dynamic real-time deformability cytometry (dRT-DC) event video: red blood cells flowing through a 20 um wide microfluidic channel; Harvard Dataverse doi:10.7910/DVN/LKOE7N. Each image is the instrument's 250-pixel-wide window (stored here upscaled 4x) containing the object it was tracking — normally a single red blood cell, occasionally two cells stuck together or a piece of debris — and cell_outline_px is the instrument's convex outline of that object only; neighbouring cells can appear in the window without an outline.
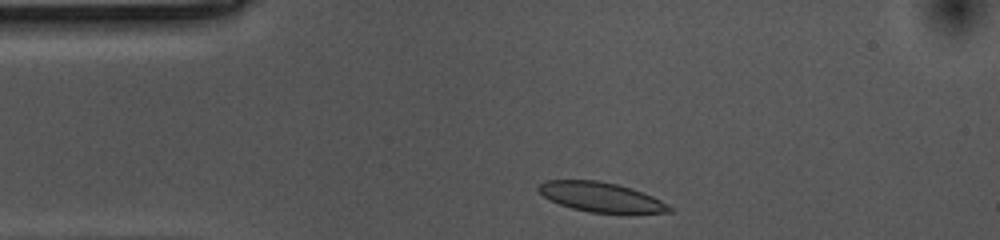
{"species": "common noctule bat (a hibernating species)", "species_latin": "Nyctalus noctula", "temperature_condition": "cold", "stored_images_in_passage": 34, "camera_frame_rate_fps": 3000, "um_per_image_px": 0.085, "animal": {"sex": "female", "body_mass_g": 10.0, "forearm_length_mm": 53.1}, "frame": {"image": 1, "passage_image": 2, "time_ms": 0.333, "image_size_px": [1000, 240], "cell_outline_px": [[672, 212], [588, 212], [572, 208], [560, 204], [544, 196], [536, 188], [544, 180], [596, 180], [616, 184], [632, 188], [652, 196], [668, 204], [672, 208]], "centroid_in_image_um": [51.05, 16.73], "position_along_channel_um": 33.9, "area_um2": 22.14}}
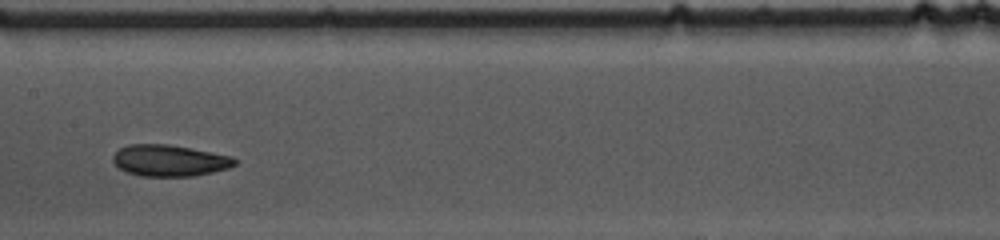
{"frame": {"image": 2, "passage_image": 18, "time_ms": 5.667, "image_size_px": [1000, 240], "cell_outline_px": [[236, 164], [228, 168], [212, 172], [192, 176], [140, 176], [128, 172], [120, 168], [112, 160], [112, 156], [120, 148], [128, 144], [168, 144], [192, 148], [232, 156], [236, 160]], "centroid_in_image_um": [14.41, 13.64], "position_along_channel_um": 193.0, "area_um2": 22.25}}
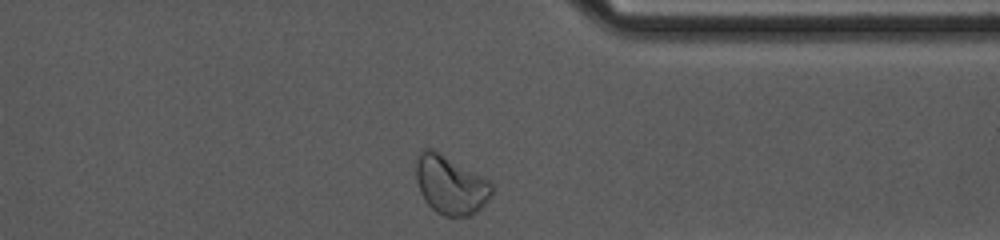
{"frame": {"image": 3, "passage_image": 34, "time_ms": 11.0, "image_size_px": [1000, 240], "cell_outline_px": [[492, 192], [488, 200], [476, 212], [468, 216], [444, 216], [436, 212], [424, 200], [420, 192], [416, 180], [416, 152], [420, 148], [436, 148], [488, 180], [492, 184]], "centroid_in_image_um": [38.24, 15.66], "position_along_channel_um": 373.2, "area_um2": 26.3}, "authors_computed_cell_mechanics": {"area_um2": 22.2819, "velocity_mm_per_s": 3.5075, "shape_relaxation_time_tau1_ms": 4.1837, "shape_relaxation_time_tau2_ms": 6.7752, "deformation_change_tau1": 0.1107, "deformation_change_tau2": 0.1046}}